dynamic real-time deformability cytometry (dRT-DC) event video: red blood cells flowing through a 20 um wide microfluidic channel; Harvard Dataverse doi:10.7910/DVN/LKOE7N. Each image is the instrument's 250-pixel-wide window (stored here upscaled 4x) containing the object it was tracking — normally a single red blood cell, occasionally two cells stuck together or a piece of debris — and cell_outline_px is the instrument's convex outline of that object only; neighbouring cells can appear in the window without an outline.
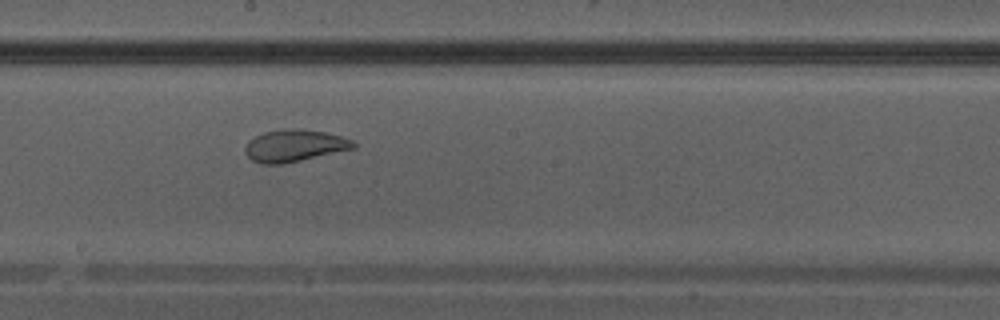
{"species": "Egyptian fruit bat (a non-hibernating species)", "species_latin": "Rousettus aegyptiacus", "temperature_condition": "warm", "stored_images_in_passage": 39, "camera_frame_rate_fps": 3000, "um_per_image_px": 0.085, "animal": {"sex": "male"}, "frame": {"image": 1, "passage_image": 23, "time_ms": 7.333, "image_size_px": [1000, 320], "cell_outline_px": [[356, 148], [284, 164], [260, 164], [252, 160], [244, 152], [244, 148], [248, 140], [264, 132], [292, 128], [300, 128], [324, 132], [340, 136], [352, 140], [356, 144]], "centroid_in_image_um": [25.01, 12.39], "position_along_channel_um": 223.2, "area_um2": 20.29}}